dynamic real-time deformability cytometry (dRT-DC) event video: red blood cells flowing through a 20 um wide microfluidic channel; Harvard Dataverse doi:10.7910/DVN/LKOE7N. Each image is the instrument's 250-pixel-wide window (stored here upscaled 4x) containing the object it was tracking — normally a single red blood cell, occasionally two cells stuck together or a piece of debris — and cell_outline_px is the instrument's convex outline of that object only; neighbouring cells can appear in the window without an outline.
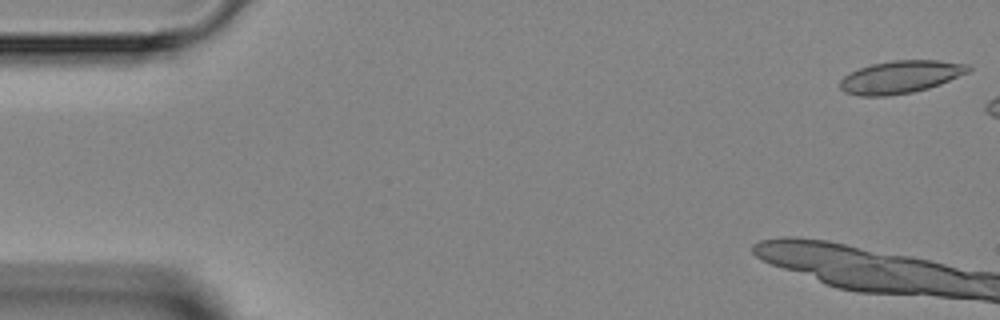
{"species": "Egyptian fruit bat (a non-hibernating species)", "species_latin": "Rousettus aegyptiacus", "temperature_condition": "room temperature", "stored_images_in_passage": 7, "camera_frame_rate_fps": 3000, "um_per_image_px": 0.085, "animal": {"sex": "female"}, "frame": {"image": 1, "passage_image": 1, "time_ms": 0.0, "image_size_px": [1000, 320], "cell_outline_px": [[972, 68], [968, 72], [940, 84], [928, 88], [912, 92], [888, 96], [860, 96], [844, 92], [840, 88], [840, 80], [848, 72], [872, 64], [892, 60], [936, 60], [968, 64]], "centroid_in_image_um": [76.52, 6.54], "position_along_channel_um": 8.5, "area_um2": 24.39}}